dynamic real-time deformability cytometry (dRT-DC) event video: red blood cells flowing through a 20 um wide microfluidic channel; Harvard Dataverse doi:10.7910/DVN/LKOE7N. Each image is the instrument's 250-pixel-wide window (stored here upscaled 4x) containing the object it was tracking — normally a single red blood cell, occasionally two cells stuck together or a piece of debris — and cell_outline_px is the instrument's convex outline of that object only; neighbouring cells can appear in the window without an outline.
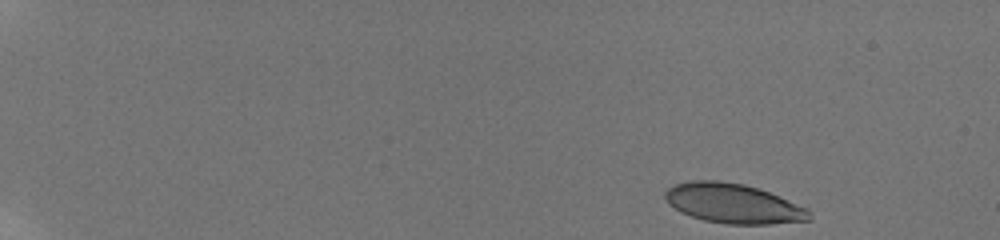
{"species": "human", "species_latin": "Homo sapiens", "temperature_condition": "room temperature", "stored_images_in_passage": 51, "camera_frame_rate_fps": 3000, "um_per_image_px": 0.085, "donor": {"sex": "male"}, "frame": {"image": 1, "passage_image": 1, "time_ms": 0.0, "image_size_px": [1000, 240], "cell_outline_px": [[812, 220], [772, 224], [724, 224], [704, 220], [680, 212], [668, 204], [664, 196], [664, 192], [668, 188], [676, 184], [692, 180], [720, 180], [744, 184], [768, 192], [808, 208], [812, 216]], "centroid_in_image_um": [62.32, 17.3], "position_along_channel_um": 22.7, "area_um2": 33.41}}
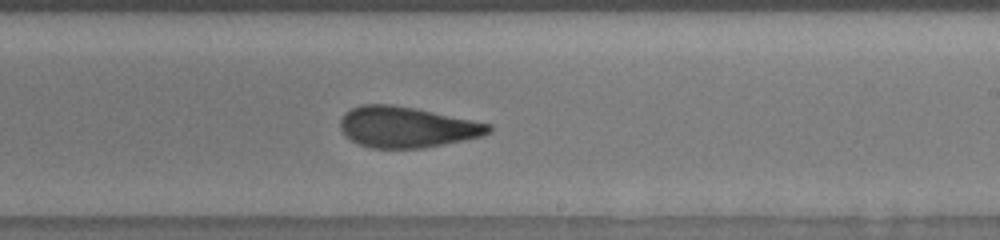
{"frame": {"image": 2, "passage_image": 32, "time_ms": 10.333, "image_size_px": [1000, 240], "cell_outline_px": [[492, 132], [480, 136], [464, 140], [424, 148], [372, 148], [360, 144], [344, 136], [340, 128], [340, 120], [344, 112], [360, 104], [392, 104], [416, 108], [492, 124]], "centroid_in_image_um": [34.56, 10.79], "position_along_channel_um": 254.4, "area_um2": 35.49}}
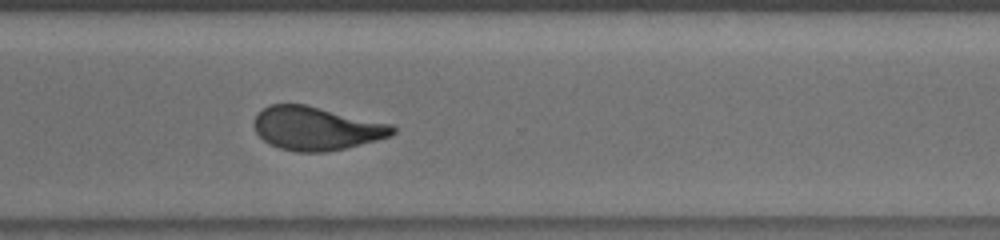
{"frame": {"image": 3, "passage_image": 39, "time_ms": 12.667, "image_size_px": [1000, 240], "cell_outline_px": [[396, 132], [392, 136], [344, 148], [324, 152], [296, 152], [280, 148], [264, 140], [256, 132], [252, 124], [256, 112], [268, 104], [304, 104], [392, 124], [396, 128]], "centroid_in_image_um": [26.86, 10.9], "position_along_channel_um": 343.7, "area_um2": 35.14}, "authors_computed_cell_mechanics": {"area_um2": 35.2002, "velocity_mm_per_s": 3.8265, "shape_relaxation_time_tau1_ms": 9.4487, "shape_relaxation_time_tau2_ms": 1.8266, "deformation_change_tau1": 0.2463, "deformation_change_tau2": 0.1041}}